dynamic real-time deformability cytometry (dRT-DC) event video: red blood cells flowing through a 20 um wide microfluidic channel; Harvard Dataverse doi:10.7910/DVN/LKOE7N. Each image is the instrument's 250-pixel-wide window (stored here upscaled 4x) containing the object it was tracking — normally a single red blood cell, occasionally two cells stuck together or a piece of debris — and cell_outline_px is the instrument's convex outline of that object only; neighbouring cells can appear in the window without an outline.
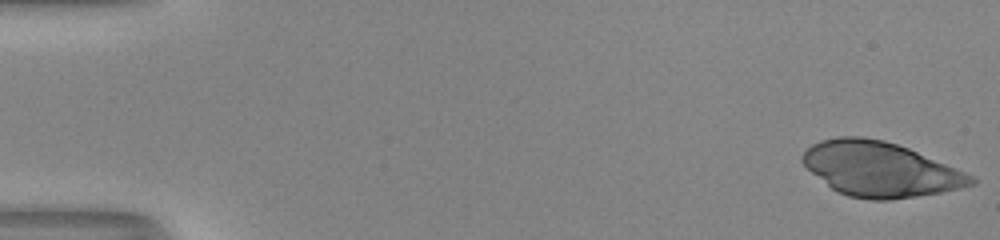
{"species": "human", "species_latin": "Homo sapiens", "temperature_condition": "room temperature", "stored_images_in_passage": 51, "camera_frame_rate_fps": 3000, "um_per_image_px": 0.085, "donor": {"sex": "male"}, "frame": {"image": 1, "passage_image": 1, "time_ms": 0.0, "image_size_px": [1000, 240], "cell_outline_px": [[976, 184], [960, 188], [940, 192], [916, 196], [888, 200], [868, 200], [848, 196], [836, 192], [812, 172], [800, 160], [800, 156], [812, 144], [820, 140], [840, 136], [864, 136], [884, 140], [908, 148], [964, 172], [972, 176], [976, 180]], "centroid_in_image_um": [74.77, 14.38], "position_along_channel_um": 10.2, "area_um2": 53.35}}
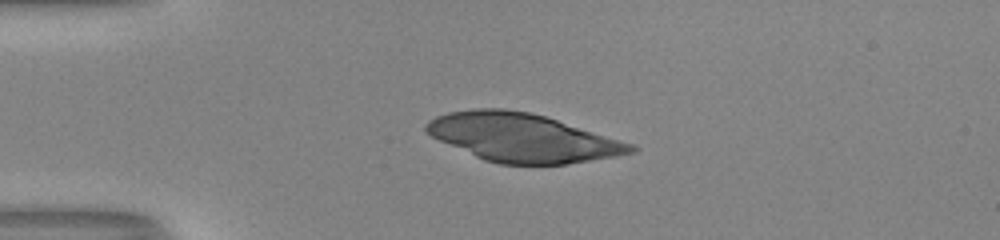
{"frame": {"image": 2, "passage_image": 13, "time_ms": 4.0, "image_size_px": [1000, 240], "cell_outline_px": [[640, 148], [636, 152], [616, 156], [568, 164], [500, 164], [484, 160], [440, 140], [432, 136], [424, 128], [424, 124], [428, 120], [436, 116], [448, 112], [472, 108], [504, 108], [528, 112], [544, 116], [636, 144]], "centroid_in_image_um": [44.45, 11.7], "position_along_channel_um": 40.6, "area_um2": 57.51}}